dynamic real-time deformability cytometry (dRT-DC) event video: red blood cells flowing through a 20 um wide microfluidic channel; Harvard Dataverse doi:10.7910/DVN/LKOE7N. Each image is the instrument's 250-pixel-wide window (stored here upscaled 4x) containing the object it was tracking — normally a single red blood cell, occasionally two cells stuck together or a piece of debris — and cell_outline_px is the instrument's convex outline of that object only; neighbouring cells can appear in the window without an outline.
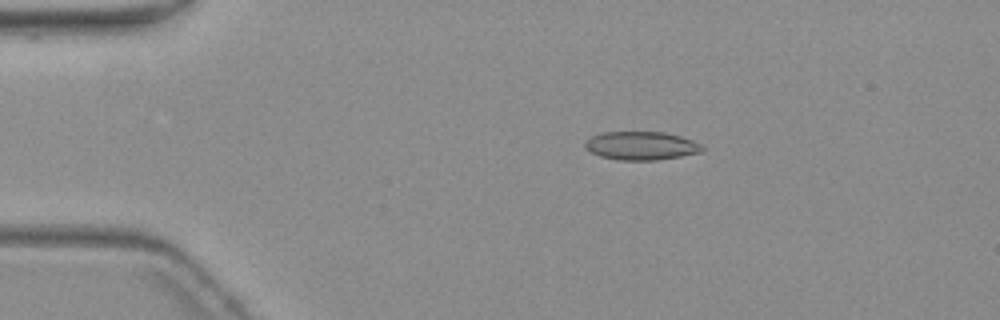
{"species": "common noctule bat (a hibernating species)", "species_latin": "Nyctalus noctula", "temperature_condition": "warm", "stored_images_in_passage": 4, "camera_frame_rate_fps": 3000, "um_per_image_px": 0.085, "animal": {"sex": "female", "body_mass_g": 19.3, "forearm_length_mm": 54.1}, "frame": {"image": 1, "passage_image": 2, "time_ms": 1.333, "image_size_px": [1000, 320], "cell_outline_px": [[704, 152], [656, 160], [620, 160], [600, 156], [584, 148], [584, 140], [592, 136], [604, 132], [664, 132], [680, 136], [704, 144]], "centroid_in_image_um": [54.52, 12.38], "position_along_channel_um": 30.5, "area_um2": 19.54}}